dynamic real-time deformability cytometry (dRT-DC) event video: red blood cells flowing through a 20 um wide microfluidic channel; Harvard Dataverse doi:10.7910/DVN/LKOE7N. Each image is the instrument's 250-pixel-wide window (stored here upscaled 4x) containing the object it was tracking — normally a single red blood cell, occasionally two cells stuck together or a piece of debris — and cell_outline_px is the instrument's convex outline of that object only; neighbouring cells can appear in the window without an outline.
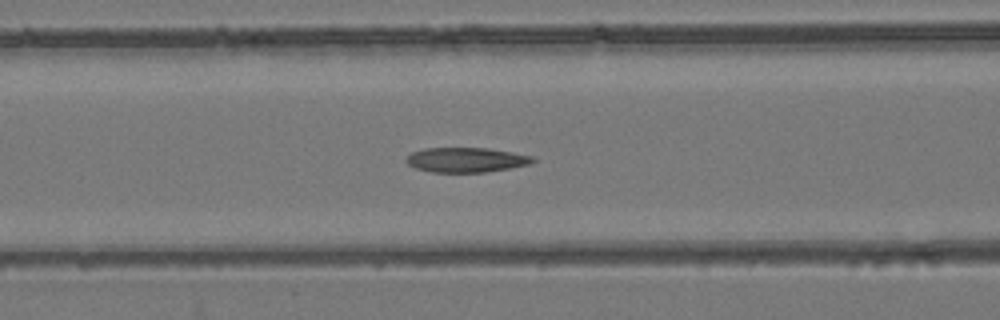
{"species": "common noctule bat (a hibernating species)", "species_latin": "Nyctalus noctula", "temperature_condition": "room temperature", "stored_images_in_passage": 49, "camera_frame_rate_fps": 3000, "um_per_image_px": 0.085, "animal": {"sex": "female", "body_mass_g": 24.6, "forearm_length_mm": 56.2}, "frame": {"image": 1, "passage_image": 18, "time_ms": 5.667, "image_size_px": [1000, 320], "cell_outline_px": [[536, 160], [532, 164], [484, 172], [432, 172], [416, 168], [408, 164], [404, 160], [412, 152], [424, 148], [488, 148], [512, 152], [532, 156]], "centroid_in_image_um": [39.62, 13.58], "position_along_channel_um": 127.0, "area_um2": 18.21}}
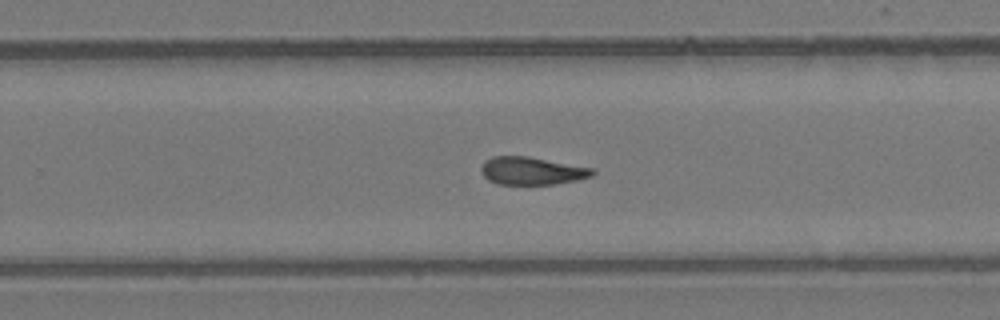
{"frame": {"image": 2, "passage_image": 30, "time_ms": 9.667, "image_size_px": [1000, 320], "cell_outline_px": [[596, 172], [592, 176], [576, 180], [556, 184], [496, 184], [488, 180], [480, 172], [480, 168], [484, 160], [492, 156], [528, 156], [592, 168]], "centroid_in_image_um": [45.16, 14.52], "position_along_channel_um": 284.6, "area_um2": 18.09}}
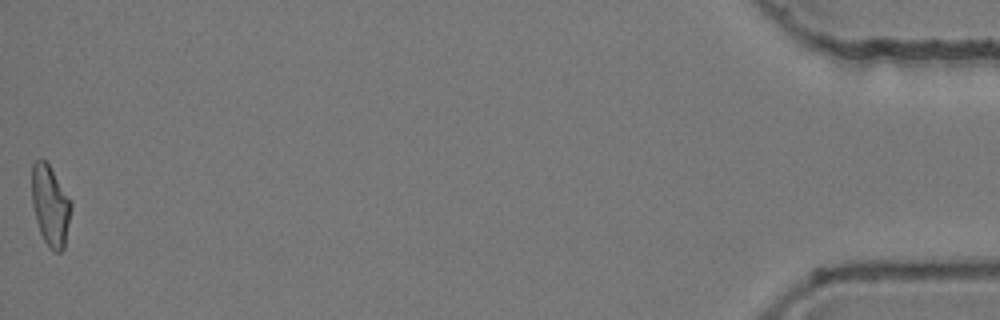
{"frame": {"image": 3, "passage_image": 49, "time_ms": 16.0, "image_size_px": [1000, 320], "cell_outline_px": [[72, 208], [64, 248], [60, 252], [56, 252], [44, 240], [40, 232], [36, 220], [32, 204], [32, 164], [40, 156], [48, 164], [72, 200]], "centroid_in_image_um": [4.29, 17.44], "position_along_channel_um": 430.9, "area_um2": 18.44}, "authors_computed_cell_mechanics": {"area_um2": 18.7272, "velocity_mm_per_s": 3.9476, "shape_relaxation_time_tau1_ms": null, "shape_relaxation_time_tau2_ms": 6.5278, "deformation_change_tau1": null, "deformation_change_tau2": 0.1542}}